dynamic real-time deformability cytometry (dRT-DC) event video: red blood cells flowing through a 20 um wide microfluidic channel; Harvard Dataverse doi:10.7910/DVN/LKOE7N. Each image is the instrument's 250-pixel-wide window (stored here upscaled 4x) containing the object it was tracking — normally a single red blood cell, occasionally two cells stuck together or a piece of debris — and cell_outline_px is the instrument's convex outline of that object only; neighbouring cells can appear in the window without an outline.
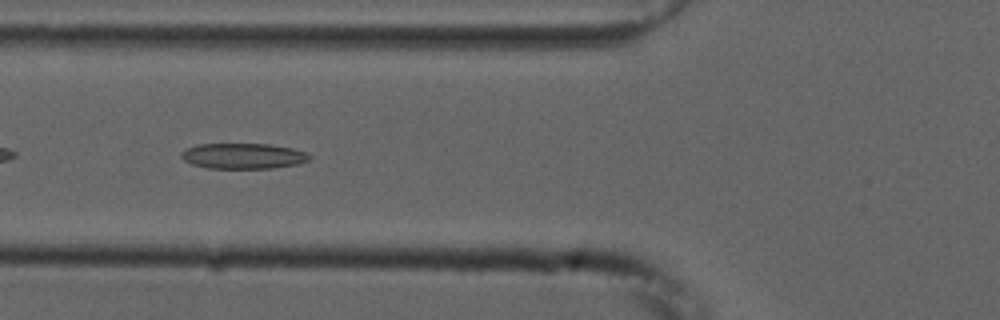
{"species": "common noctule bat (a hibernating species)", "species_latin": "Nyctalus noctula", "temperature_condition": "cold", "stored_images_in_passage": 39, "camera_frame_rate_fps": 3000, "um_per_image_px": 0.085, "animal": {"sex": "male", "forearm_length_mm": 52.5}, "frame": {"image": 1, "passage_image": 5, "time_ms": 1.333, "image_size_px": [1000, 320], "cell_outline_px": [[312, 156], [308, 160], [296, 164], [272, 168], [208, 168], [192, 164], [184, 160], [180, 156], [180, 152], [184, 148], [196, 144], [268, 144], [292, 148], [308, 152]], "centroid_in_image_um": [20.64, 13.25], "position_along_channel_um": 105.2, "area_um2": 19.19}}
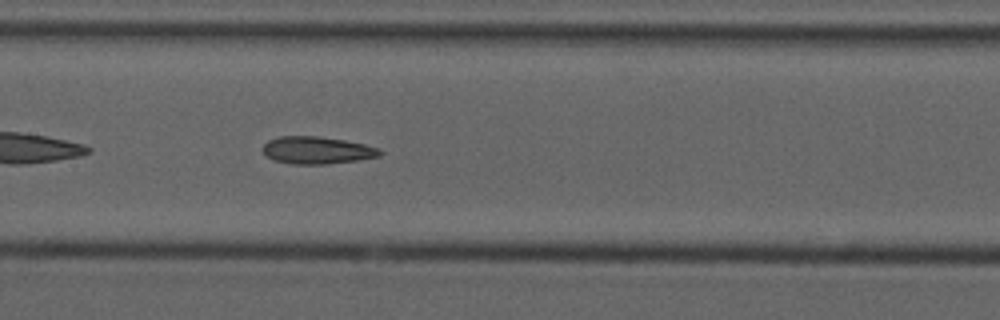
{"frame": {"image": 2, "passage_image": 11, "time_ms": 3.333, "image_size_px": [1000, 320], "cell_outline_px": [[384, 152], [380, 156], [356, 160], [328, 164], [292, 164], [276, 160], [264, 156], [264, 144], [268, 140], [280, 136], [316, 136], [344, 140], [364, 144], [380, 148]], "centroid_in_image_um": [26.96, 12.77], "position_along_channel_um": 180.4, "area_um2": 18.61}}
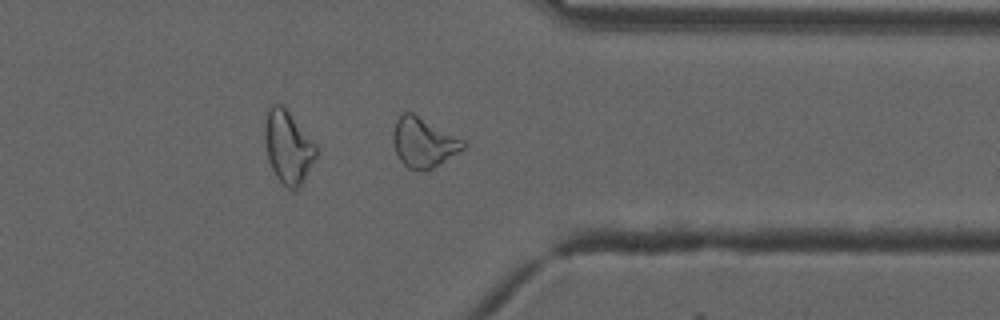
{"frame": {"image": 3, "passage_image": 27, "time_ms": 8.667, "image_size_px": [1000, 320], "cell_outline_px": [[468, 144], [464, 148], [432, 168], [408, 168], [400, 160], [396, 152], [392, 140], [392, 132], [396, 120], [404, 112], [412, 112], [468, 140]], "centroid_in_image_um": [36.03, 12.05], "position_along_channel_um": 375.4, "area_um2": 20.29}, "authors_computed_cell_mechanics": {"area_um2": 19.363, "velocity_mm_per_s": 3.7498, "shape_relaxation_time_tau1_ms": null, "shape_relaxation_time_tau2_ms": 3.1732, "deformation_change_tau1": null, "deformation_change_tau2": 0.1142}}